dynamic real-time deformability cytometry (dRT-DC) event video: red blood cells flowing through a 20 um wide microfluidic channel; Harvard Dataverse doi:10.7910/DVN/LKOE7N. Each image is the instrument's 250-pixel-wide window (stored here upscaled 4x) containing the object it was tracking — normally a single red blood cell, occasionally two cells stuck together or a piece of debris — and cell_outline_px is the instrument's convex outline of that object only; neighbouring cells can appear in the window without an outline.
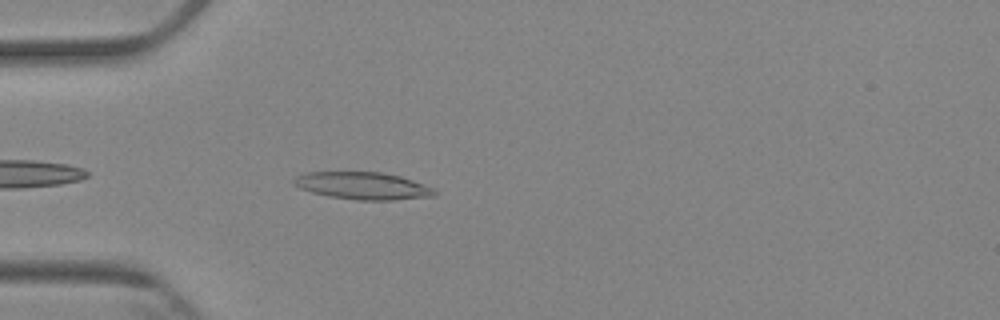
{"species": "Egyptian fruit bat (a non-hibernating species)", "species_latin": "Rousettus aegyptiacus", "temperature_condition": "cold", "stored_images_in_passage": 5, "camera_frame_rate_fps": 3000, "um_per_image_px": 0.085, "animal": {"sex": "female"}, "frame": {"image": 1, "passage_image": 5, "time_ms": 4.333, "image_size_px": [1000, 320], "cell_outline_px": [[440, 192], [436, 196], [396, 200], [356, 200], [328, 196], [312, 192], [300, 188], [292, 184], [292, 180], [296, 176], [304, 172], [384, 172], [400, 176], [412, 180], [432, 188]], "centroid_in_image_um": [30.84, 15.79], "position_along_channel_um": 54.2, "area_um2": 22.6}}